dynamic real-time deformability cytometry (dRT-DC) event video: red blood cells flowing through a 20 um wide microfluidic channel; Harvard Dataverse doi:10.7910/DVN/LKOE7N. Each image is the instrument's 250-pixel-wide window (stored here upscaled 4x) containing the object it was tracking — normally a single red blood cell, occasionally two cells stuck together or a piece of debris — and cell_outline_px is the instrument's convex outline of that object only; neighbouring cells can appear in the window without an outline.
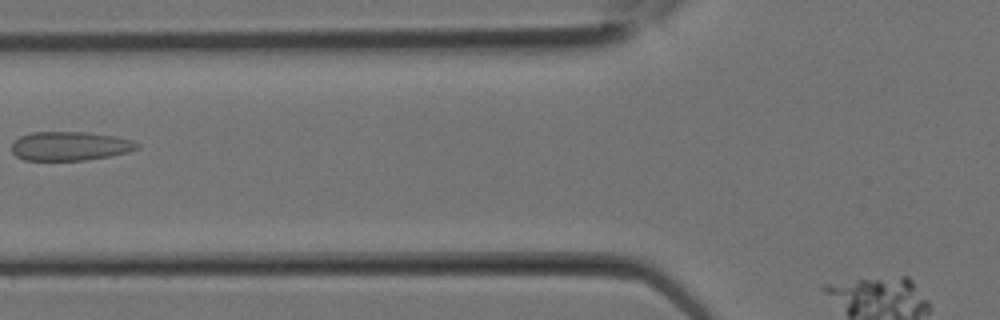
{"species": "Egyptian fruit bat (a non-hibernating species)", "species_latin": "Rousettus aegyptiacus", "temperature_condition": "room temperature", "stored_images_in_passage": 14, "camera_frame_rate_fps": 3000, "um_per_image_px": 0.085, "animal": {"sex": "female"}, "frame": {"image": 1, "passage_image": 10, "time_ms": 3.0, "image_size_px": [1000, 320], "cell_outline_px": [[140, 148], [128, 152], [108, 156], [84, 160], [24, 160], [16, 156], [12, 152], [12, 144], [20, 136], [32, 132], [84, 132], [116, 136], [132, 140], [140, 144]], "centroid_in_image_um": [5.96, 12.41], "position_along_channel_um": 119.8, "area_um2": 21.15}}
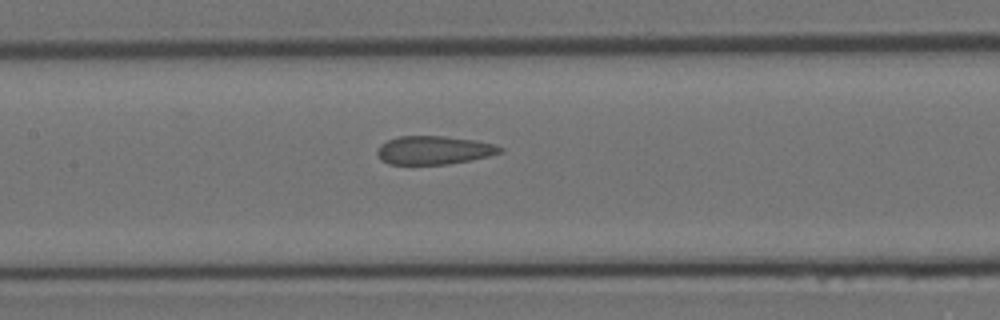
{"frame": {"image": 2, "passage_image": 12, "time_ms": 3.667, "image_size_px": [1000, 320], "cell_outline_px": [[504, 152], [488, 156], [448, 164], [388, 164], [380, 160], [376, 152], [380, 144], [388, 140], [400, 136], [444, 136], [472, 140], [492, 144], [504, 148]], "centroid_in_image_um": [36.84, 12.77], "position_along_channel_um": 170.6, "area_um2": 20.23}}
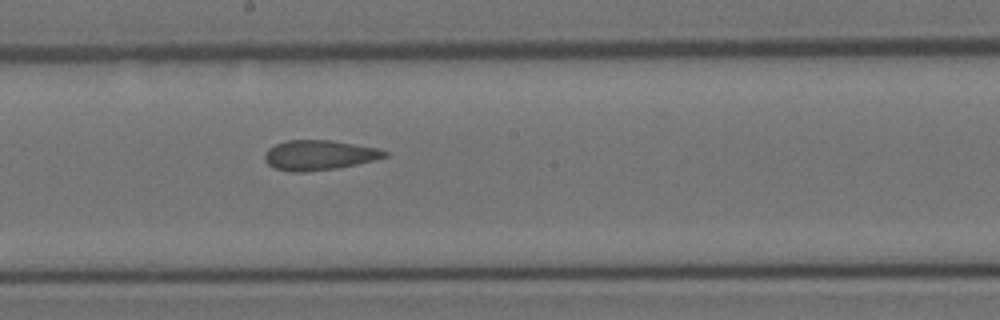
{"frame": {"image": 3, "passage_image": 14, "time_ms": 4.333, "image_size_px": [1000, 320], "cell_outline_px": [[388, 156], [356, 164], [336, 168], [304, 172], [292, 172], [276, 168], [268, 164], [264, 160], [264, 152], [268, 148], [276, 144], [288, 140], [332, 140], [376, 148], [388, 152]], "centroid_in_image_um": [27.08, 13.18], "position_along_channel_um": 221.1, "area_um2": 20.75}}